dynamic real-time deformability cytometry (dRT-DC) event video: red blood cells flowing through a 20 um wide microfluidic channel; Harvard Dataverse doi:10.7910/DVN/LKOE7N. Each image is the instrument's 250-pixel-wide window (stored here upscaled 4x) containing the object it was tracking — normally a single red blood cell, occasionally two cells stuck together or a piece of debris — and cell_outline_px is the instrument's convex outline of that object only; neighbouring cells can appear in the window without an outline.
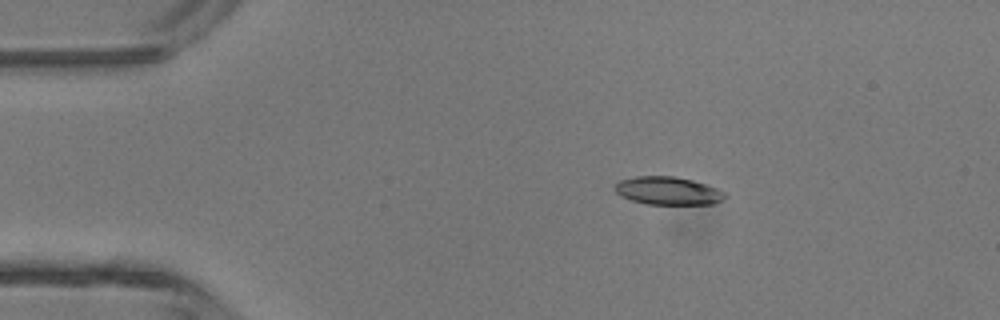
{"species": "common noctule bat (a hibernating species)", "species_latin": "Nyctalus noctula", "temperature_condition": "room temperature", "stored_images_in_passage": 6, "camera_frame_rate_fps": 3000, "um_per_image_px": 0.085, "animal": {"sex": "male", "body_mass_g": 13.3}, "frame": {"image": 1, "passage_image": 3, "time_ms": 0.667, "image_size_px": [1000, 320], "cell_outline_px": [[728, 196], [724, 200], [712, 204], [648, 204], [632, 200], [620, 196], [612, 188], [620, 180], [636, 176], [672, 176], [692, 180], [716, 188], [724, 192]], "centroid_in_image_um": [56.77, 16.22], "position_along_channel_um": 28.2, "area_um2": 17.98}}
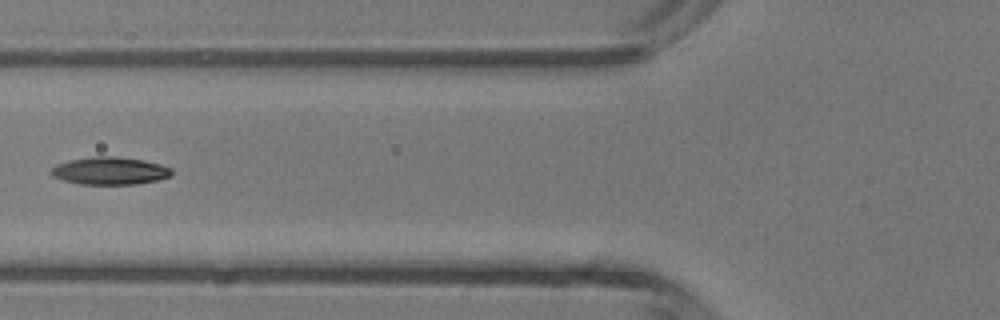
{"frame": {"image": 2, "passage_image": 6, "time_ms": 1.667, "image_size_px": [1000, 320], "cell_outline_px": [[172, 176], [160, 180], [136, 184], [80, 184], [64, 180], [52, 176], [48, 172], [56, 164], [72, 160], [92, 156], [116, 156], [144, 160], [160, 164], [172, 168]], "centroid_in_image_um": [9.37, 14.52], "position_along_channel_um": 116.4, "area_um2": 19.54}}